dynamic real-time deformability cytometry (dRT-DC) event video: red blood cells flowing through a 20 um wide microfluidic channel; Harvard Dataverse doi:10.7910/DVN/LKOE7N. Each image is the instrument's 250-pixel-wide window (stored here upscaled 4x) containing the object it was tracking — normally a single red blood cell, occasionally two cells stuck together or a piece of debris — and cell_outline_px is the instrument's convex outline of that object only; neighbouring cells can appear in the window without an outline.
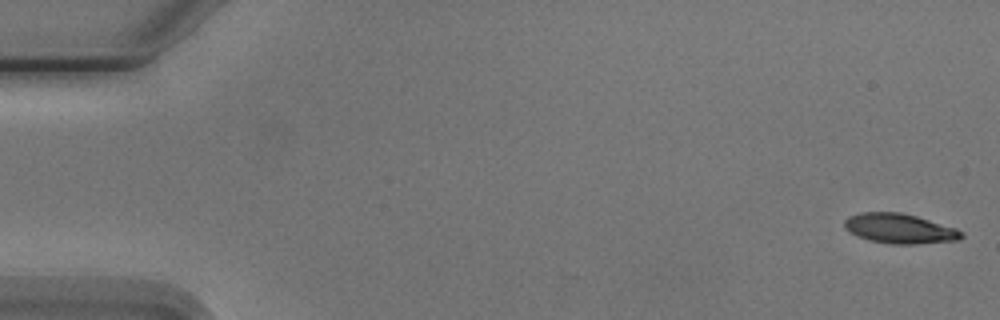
{"species": "Egyptian fruit bat (a non-hibernating species)", "species_latin": "Rousettus aegyptiacus", "temperature_condition": "cold", "stored_images_in_passage": 6, "camera_frame_rate_fps": 3000, "um_per_image_px": 0.085, "animal": {"sex": "male"}, "frame": {"image": 1, "passage_image": 1, "time_ms": 0.0, "image_size_px": [1000, 320], "cell_outline_px": [[964, 236], [960, 240], [916, 244], [892, 244], [868, 240], [844, 228], [844, 220], [848, 216], [860, 212], [900, 212], [916, 216], [956, 228]], "centroid_in_image_um": [76.46, 19.42], "position_along_channel_um": 8.5, "area_um2": 20.23}}